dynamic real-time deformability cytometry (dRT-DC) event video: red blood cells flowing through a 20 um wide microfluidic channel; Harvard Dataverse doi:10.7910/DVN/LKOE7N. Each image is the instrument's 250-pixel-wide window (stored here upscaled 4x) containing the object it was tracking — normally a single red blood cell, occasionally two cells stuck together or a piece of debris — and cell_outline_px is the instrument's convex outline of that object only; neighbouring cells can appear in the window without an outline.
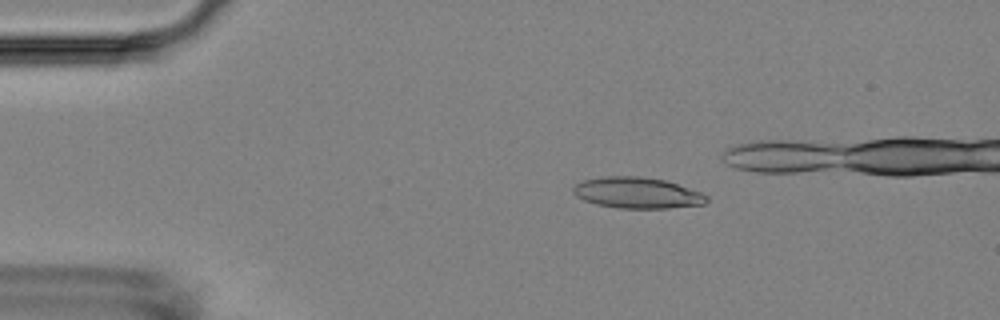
{"species": "Egyptian fruit bat (a non-hibernating species)", "species_latin": "Rousettus aegyptiacus", "temperature_condition": "room temperature", "stored_images_in_passage": 7, "camera_frame_rate_fps": 3000, "um_per_image_px": 0.085, "animal": {"sex": "female"}, "frame": {"image": 1, "passage_image": 3, "time_ms": 2.333, "image_size_px": [1000, 320], "cell_outline_px": [[708, 200], [704, 204], [668, 208], [616, 208], [596, 204], [584, 200], [576, 196], [572, 192], [572, 188], [576, 184], [584, 180], [604, 176], [640, 176], [668, 180], [700, 192], [708, 196]], "centroid_in_image_um": [54.16, 16.38], "position_along_channel_um": 30.8, "area_um2": 24.28}}